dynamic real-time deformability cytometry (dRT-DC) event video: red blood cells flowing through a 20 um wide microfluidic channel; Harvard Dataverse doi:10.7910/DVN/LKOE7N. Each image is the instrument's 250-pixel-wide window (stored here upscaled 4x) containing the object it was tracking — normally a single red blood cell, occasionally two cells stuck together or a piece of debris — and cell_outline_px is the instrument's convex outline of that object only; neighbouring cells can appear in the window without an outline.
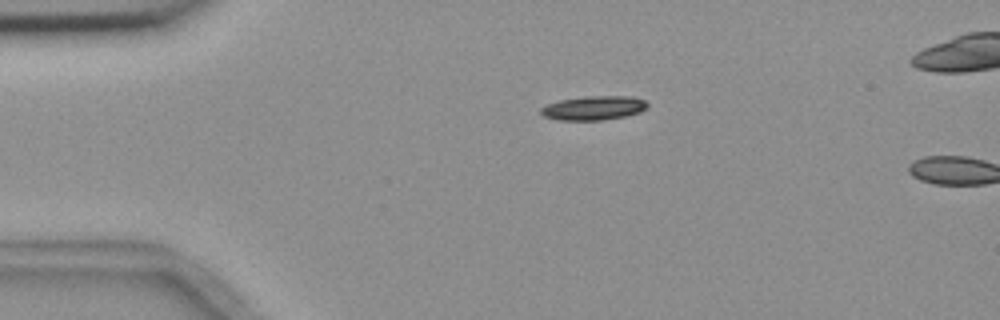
{"species": "common noctule bat (a hibernating species)", "species_latin": "Nyctalus noctula", "temperature_condition": "room temperature", "stored_images_in_passage": 2, "camera_frame_rate_fps": 3000, "um_per_image_px": 0.085, "animal": {"sex": "female", "body_mass_g": 18.4}, "frame": {"image": 1, "passage_image": 1, "time_ms": 0.0, "image_size_px": [1000, 320], "cell_outline_px": [[648, 108], [640, 112], [624, 116], [604, 120], [556, 120], [544, 116], [540, 112], [540, 108], [548, 104], [560, 100], [584, 96], [632, 96], [644, 100], [648, 104]], "centroid_in_image_um": [50.47, 9.17], "position_along_channel_um": 34.5, "area_um2": 15.03}}